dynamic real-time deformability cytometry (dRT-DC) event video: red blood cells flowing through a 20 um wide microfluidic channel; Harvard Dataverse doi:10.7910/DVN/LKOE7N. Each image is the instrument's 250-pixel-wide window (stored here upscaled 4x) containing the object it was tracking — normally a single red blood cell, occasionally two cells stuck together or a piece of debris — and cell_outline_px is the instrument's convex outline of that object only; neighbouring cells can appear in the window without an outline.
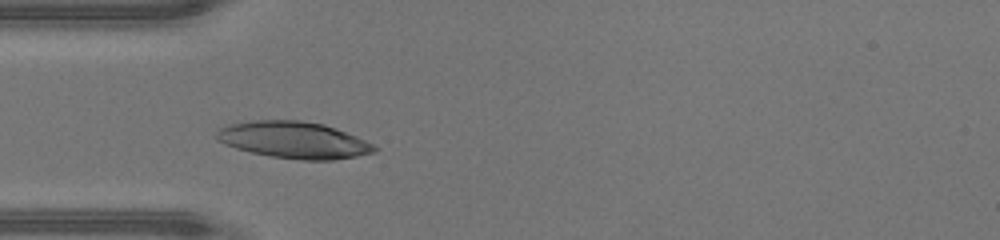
{"species": "human", "species_latin": "Homo sapiens", "temperature_condition": "warm", "stored_images_in_passage": 34, "camera_frame_rate_fps": 3000, "um_per_image_px": 0.085, "donor": {"sex": "male"}, "frame": {"image": 1, "passage_image": 9, "time_ms": 2.667, "image_size_px": [1000, 240], "cell_outline_px": [[380, 148], [376, 152], [356, 156], [332, 160], [300, 160], [272, 156], [252, 152], [236, 148], [224, 144], [216, 140], [216, 132], [220, 128], [228, 124], [252, 120], [300, 120], [324, 124], [364, 140]], "centroid_in_image_um": [24.95, 11.9], "position_along_channel_um": 60.1, "area_um2": 33.64}}
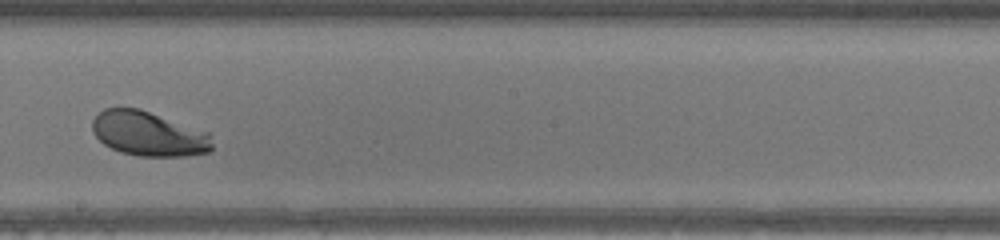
{"frame": {"image": 2, "passage_image": 21, "time_ms": 6.667, "image_size_px": [1000, 240], "cell_outline_px": [[212, 148], [208, 152], [184, 156], [140, 156], [120, 152], [104, 144], [92, 132], [92, 120], [104, 108], [140, 108], [208, 132], [212, 144]], "centroid_in_image_um": [12.61, 11.37], "position_along_channel_um": 235.6, "area_um2": 31.04}}
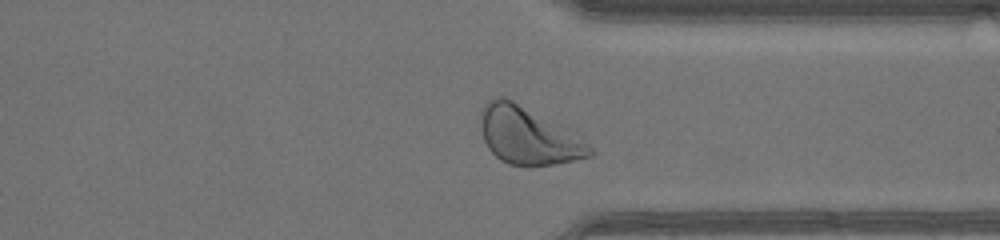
{"frame": {"image": 3, "passage_image": 30, "time_ms": 9.667, "image_size_px": [1000, 240], "cell_outline_px": [[596, 152], [592, 156], [552, 164], [508, 164], [500, 160], [488, 148], [484, 140], [480, 128], [480, 108], [492, 96], [504, 96], [512, 100], [588, 144]], "centroid_in_image_um": [44.77, 11.52], "position_along_channel_um": 366.6, "area_um2": 35.2}, "authors_computed_cell_mechanics": {"area_um2": 31.7322, "velocity_mm_per_s": 4.4125, "shape_relaxation_time_tau1_ms": 2.8924, "shape_relaxation_time_tau2_ms": null, "deformation_change_tau1": 0.1771, "deformation_change_tau2": null}}